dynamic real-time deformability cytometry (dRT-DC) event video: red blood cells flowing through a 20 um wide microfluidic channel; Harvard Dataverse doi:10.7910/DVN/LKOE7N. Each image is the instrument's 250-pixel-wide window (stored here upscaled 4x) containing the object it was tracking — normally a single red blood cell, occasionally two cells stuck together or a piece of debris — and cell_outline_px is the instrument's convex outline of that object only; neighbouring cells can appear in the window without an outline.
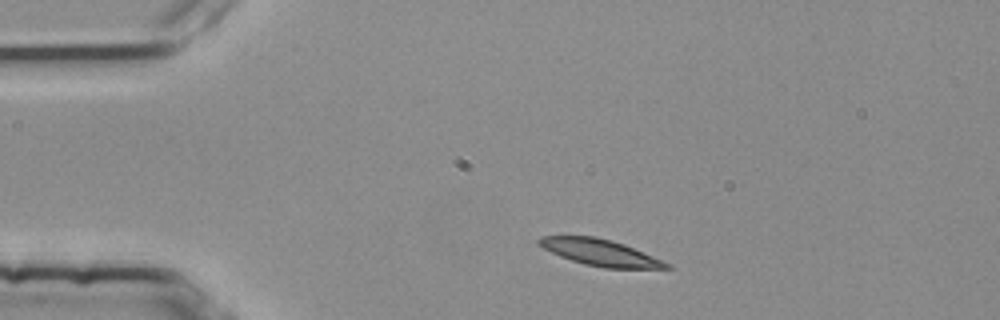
{"species": "common noctule bat (a hibernating species)", "species_latin": "Nyctalus noctula", "temperature_condition": "room temperature", "stored_images_in_passage": 2, "camera_frame_rate_fps": 3000, "um_per_image_px": 0.085, "animal": {"sex": "female", "body_mass_g": 25.1}, "frame": {"image": 1, "passage_image": 1, "time_ms": 0.0, "image_size_px": [1000, 320], "cell_outline_px": [[672, 268], [604, 268], [584, 264], [560, 256], [536, 244], [536, 240], [540, 236], [592, 236], [612, 240], [624, 244], [672, 264]], "centroid_in_image_um": [51.01, 21.46], "position_along_channel_um": 34.0, "area_um2": 19.54}}